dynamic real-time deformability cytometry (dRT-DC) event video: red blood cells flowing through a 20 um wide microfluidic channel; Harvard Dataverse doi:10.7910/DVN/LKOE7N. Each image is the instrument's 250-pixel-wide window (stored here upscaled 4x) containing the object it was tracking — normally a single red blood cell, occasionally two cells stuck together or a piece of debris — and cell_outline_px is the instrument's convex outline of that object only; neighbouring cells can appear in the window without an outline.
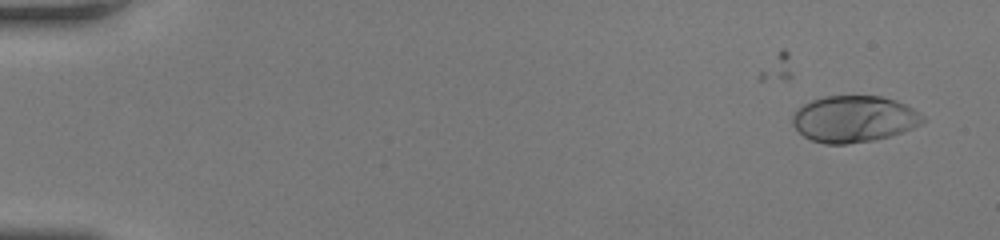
{"species": "human", "species_latin": "Homo sapiens", "temperature_condition": "room temperature", "stored_images_in_passage": 50, "camera_frame_rate_fps": 3000, "um_per_image_px": 0.085, "donor": {"sex": "female"}, "frame": {"image": 1, "passage_image": 3, "time_ms": 0.667, "image_size_px": [1000, 240], "cell_outline_px": [[924, 120], [920, 124], [912, 128], [876, 140], [844, 144], [824, 144], [812, 140], [804, 136], [792, 124], [792, 116], [796, 108], [812, 100], [824, 96], [880, 96], [896, 100], [912, 108], [924, 116]], "centroid_in_image_um": [72.55, 10.11], "position_along_channel_um": 12.4, "area_um2": 35.2}}
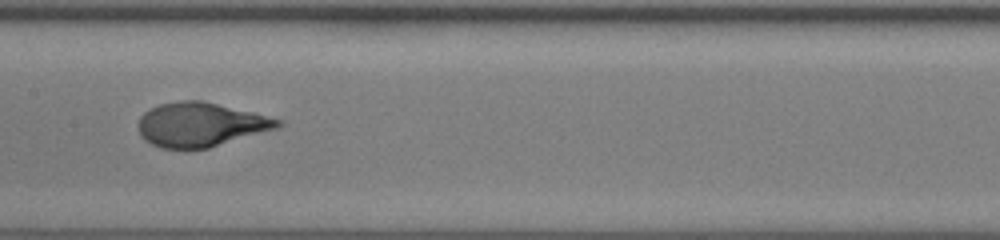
{"frame": {"image": 2, "passage_image": 27, "time_ms": 8.667, "image_size_px": [1000, 240], "cell_outline_px": [[284, 124], [280, 128], [208, 148], [160, 148], [144, 140], [140, 136], [140, 116], [144, 112], [160, 104], [180, 100], [200, 100], [252, 112], [284, 120]], "centroid_in_image_um": [17.1, 10.59], "position_along_channel_um": 190.3, "area_um2": 35.78}}
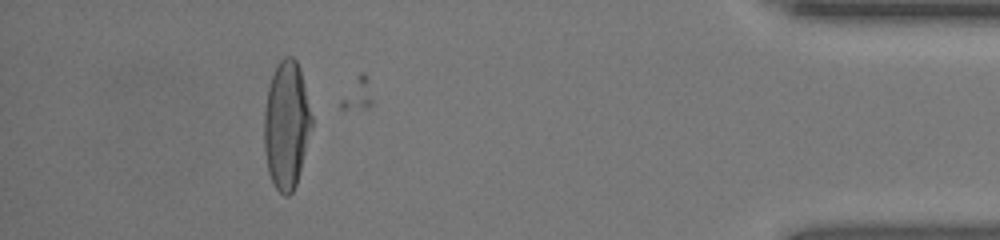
{"frame": {"image": 3, "passage_image": 46, "time_ms": 15.0, "image_size_px": [1000, 240], "cell_outline_px": [[312, 124], [296, 184], [292, 192], [288, 196], [284, 196], [276, 188], [268, 172], [264, 152], [264, 112], [268, 88], [276, 64], [284, 56], [292, 56], [296, 60], [300, 68], [312, 116]], "centroid_in_image_um": [24.33, 10.6], "position_along_channel_um": 410.9, "area_um2": 35.2}, "authors_computed_cell_mechanics": {"area_um2": 35.6337, "velocity_mm_per_s": 4.252, "shape_relaxation_time_tau1_ms": 3.1377, "shape_relaxation_time_tau2_ms": null, "deformation_change_tau1": 0.1985, "deformation_change_tau2": null}}